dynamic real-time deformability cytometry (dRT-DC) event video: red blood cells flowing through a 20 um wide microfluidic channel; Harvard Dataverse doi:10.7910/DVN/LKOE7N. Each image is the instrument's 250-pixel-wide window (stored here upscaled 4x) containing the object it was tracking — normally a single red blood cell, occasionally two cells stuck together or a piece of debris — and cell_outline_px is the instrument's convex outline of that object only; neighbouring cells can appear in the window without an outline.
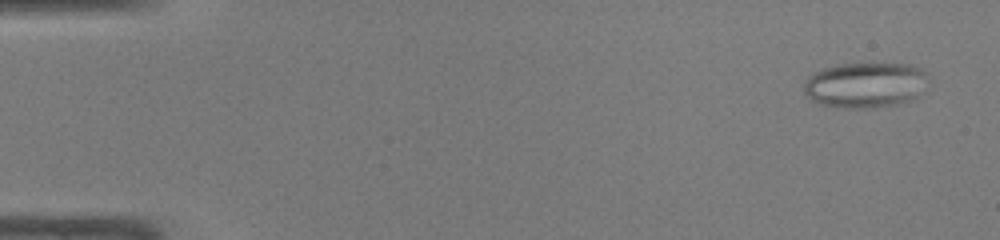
{"species": "common noctule bat (a hibernating species)", "species_latin": "Nyctalus noctula", "temperature_condition": "warm", "stored_images_in_passage": 48, "camera_frame_rate_fps": 3000, "um_per_image_px": 0.085, "animal": {"sex": "male", "body_mass_g": 19.0, "forearm_length_mm": 50.8}, "frame": {"image": 1, "passage_image": 3, "time_ms": 0.667, "image_size_px": [1000, 240], "cell_outline_px": [[924, 76], [916, 96], [908, 100], [892, 104], [864, 108], [836, 108], [816, 104], [804, 92], [804, 84], [808, 76], [812, 72], [836, 64], [912, 64], [920, 68], [924, 72]], "centroid_in_image_um": [73.4, 7.22], "position_along_channel_um": 11.6, "area_um2": 32.31}}
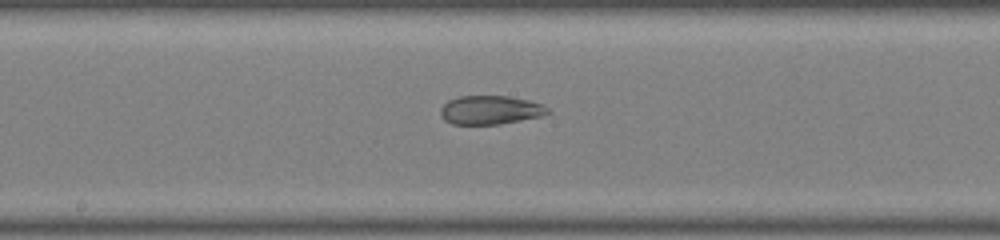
{"frame": {"image": 2, "passage_image": 26, "time_ms": 8.333, "image_size_px": [1000, 240], "cell_outline_px": [[552, 112], [540, 116], [500, 124], [452, 124], [444, 120], [440, 116], [440, 108], [448, 100], [460, 96], [508, 96], [528, 100], [544, 104]], "centroid_in_image_um": [41.67, 9.35], "position_along_channel_um": 206.5, "area_um2": 18.03}}
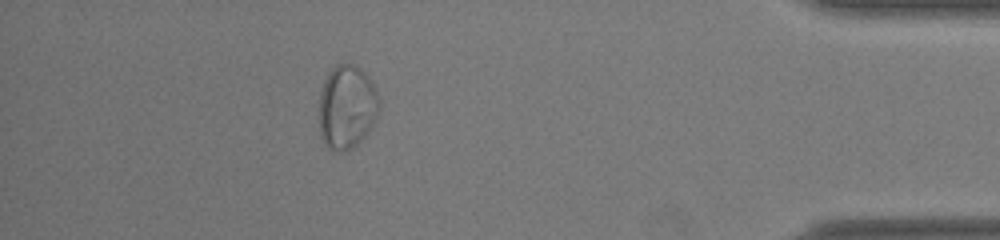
{"frame": {"image": 3, "passage_image": 43, "time_ms": 14.0, "image_size_px": [1000, 240], "cell_outline_px": [[380, 108], [376, 120], [372, 128], [352, 148], [344, 152], [340, 152], [328, 148], [324, 144], [320, 136], [320, 92], [324, 80], [328, 72], [336, 64], [356, 64], [368, 76], [380, 100]], "centroid_in_image_um": [29.49, 9.1], "position_along_channel_um": 405.7, "area_um2": 29.59}}